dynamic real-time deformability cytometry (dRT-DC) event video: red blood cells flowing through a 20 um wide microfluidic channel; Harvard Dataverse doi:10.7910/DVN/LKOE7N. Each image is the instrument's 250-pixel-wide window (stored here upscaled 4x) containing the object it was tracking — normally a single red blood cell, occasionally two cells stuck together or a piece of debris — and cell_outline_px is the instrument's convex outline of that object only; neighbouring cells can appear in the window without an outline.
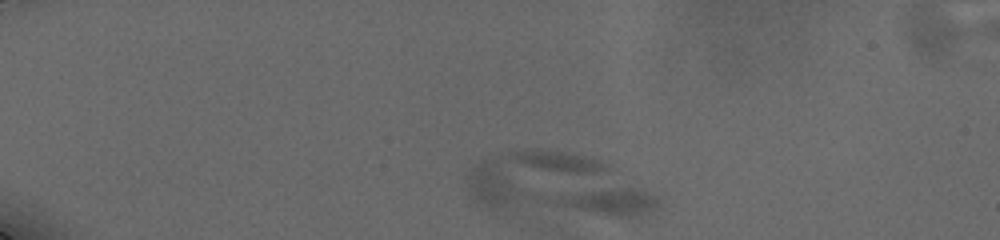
{"species": "human", "species_latin": "Homo sapiens", "temperature_condition": "cold", "stored_images_in_passage": 14, "segment_of_instrument_passage": [1, 2], "camera_frame_rate_fps": 3000, "um_per_image_px": 0.085, "donor": {"sex": "male"}, "frame": {"image": 1, "passage_image": 1, "time_ms": 0.0, "image_size_px": [1000, 240], "cell_outline_px": [[660, 208], [636, 216], [624, 216], [488, 212], [472, 200], [468, 192], [468, 176], [472, 168], [484, 160], [508, 152], [536, 148], [568, 152], [584, 156], [608, 164], [656, 196], [660, 200]], "centroid_in_image_um": [47.27, 15.79], "position_along_channel_um": 37.7, "area_um2": 70.28}}